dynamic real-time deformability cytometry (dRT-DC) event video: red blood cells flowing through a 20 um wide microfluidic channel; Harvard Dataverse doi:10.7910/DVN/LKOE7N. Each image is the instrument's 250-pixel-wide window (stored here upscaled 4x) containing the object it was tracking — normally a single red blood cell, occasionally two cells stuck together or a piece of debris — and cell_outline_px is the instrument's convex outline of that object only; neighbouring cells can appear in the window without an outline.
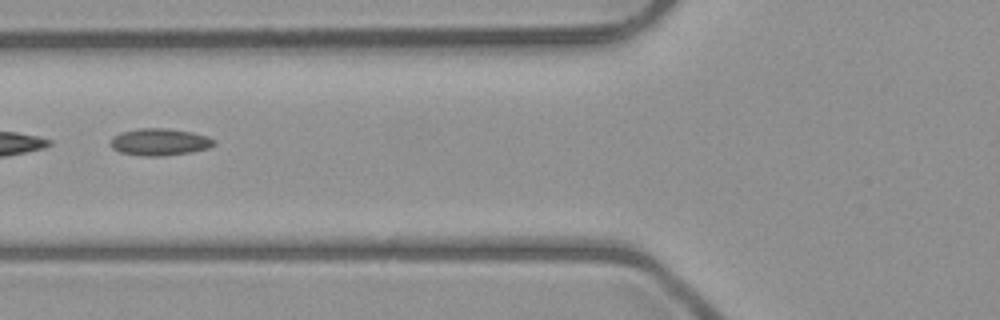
{"species": "common noctule bat (a hibernating species)", "species_latin": "Nyctalus noctula", "temperature_condition": "room temperature", "stored_images_in_passage": 4, "camera_frame_rate_fps": 3000, "um_per_image_px": 0.085, "animal": {"sex": "male", "body_mass_g": 23.1, "forearm_length_mm": 52.7}, "frame": {"image": 1, "passage_image": 3, "time_ms": 2.333, "image_size_px": [1000, 320], "cell_outline_px": [[216, 144], [208, 148], [192, 152], [164, 156], [144, 156], [120, 152], [112, 148], [108, 144], [112, 136], [120, 132], [136, 128], [168, 128], [192, 132], [208, 136], [216, 140]], "centroid_in_image_um": [13.55, 12.06], "position_along_channel_um": 112.2, "area_um2": 16.65}}
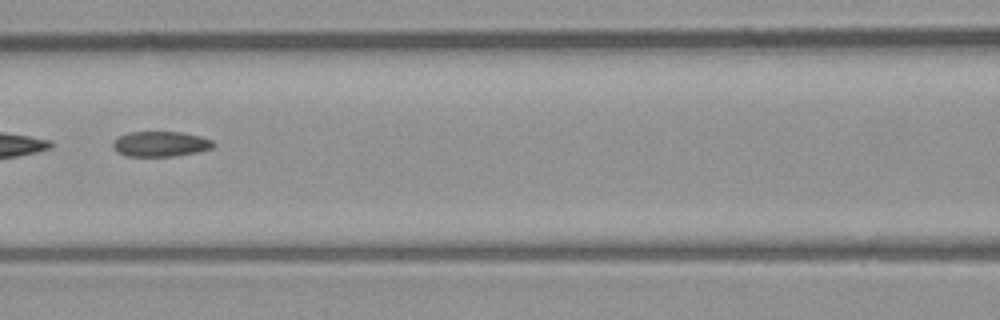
{"frame": {"image": 2, "passage_image": 4, "time_ms": 3.333, "image_size_px": [1000, 320], "cell_outline_px": [[216, 144], [212, 148], [196, 152], [172, 156], [128, 156], [116, 152], [112, 148], [112, 144], [120, 136], [128, 132], [180, 132], [200, 136], [212, 140]], "centroid_in_image_um": [13.63, 12.24], "position_along_channel_um": 153.0, "area_um2": 14.68}}